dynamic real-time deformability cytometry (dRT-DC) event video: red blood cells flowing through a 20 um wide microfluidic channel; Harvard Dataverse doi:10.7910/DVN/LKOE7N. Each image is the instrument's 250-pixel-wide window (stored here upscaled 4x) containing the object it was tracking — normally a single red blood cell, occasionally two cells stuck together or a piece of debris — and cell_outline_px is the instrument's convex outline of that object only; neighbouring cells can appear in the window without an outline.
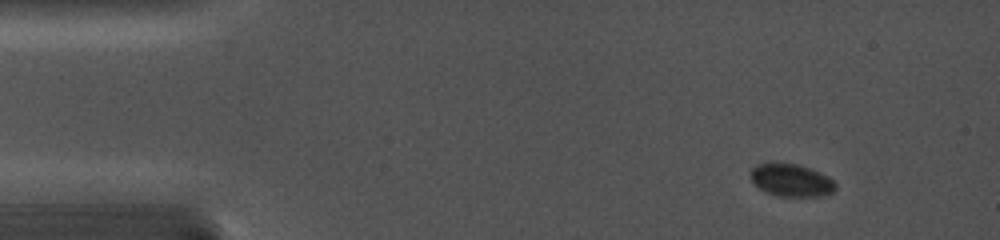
{"species": "common noctule bat (a hibernating species)", "species_latin": "Nyctalus noctula", "temperature_condition": "cold", "stored_images_in_passage": 10, "camera_frame_rate_fps": 5000, "um_per_image_px": 0.085, "animal": {"sex": "female", "body_mass_g": 19.0, "forearm_length_mm": 56.7}, "frame": {"image": 1, "passage_image": 1, "time_ms": 0.0, "image_size_px": [1000, 240], "cell_outline_px": [[836, 188], [832, 192], [824, 196], [776, 196], [764, 192], [752, 180], [752, 168], [756, 164], [796, 164], [820, 172], [828, 176], [836, 184]], "centroid_in_image_um": [67.29, 15.34], "position_along_channel_um": 17.7, "area_um2": 15.84}}
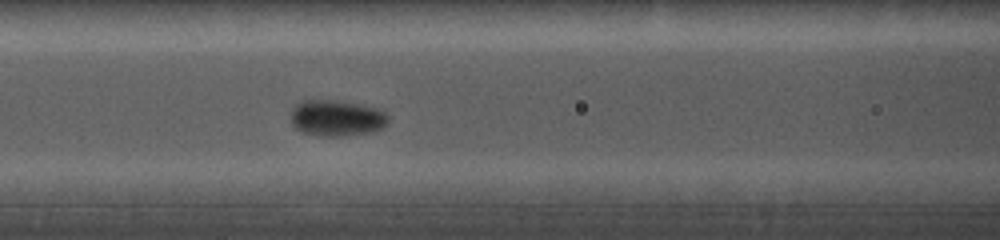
{"frame": {"image": 2, "passage_image": 9, "time_ms": 5.4, "image_size_px": [1000, 240], "cell_outline_px": [[388, 124], [376, 132], [340, 136], [324, 136], [300, 132], [292, 124], [292, 108], [300, 100], [336, 100], [360, 104], [376, 108], [384, 112], [388, 116]], "centroid_in_image_um": [28.63, 10.04], "position_along_channel_um": 138.0, "area_um2": 20.69}}
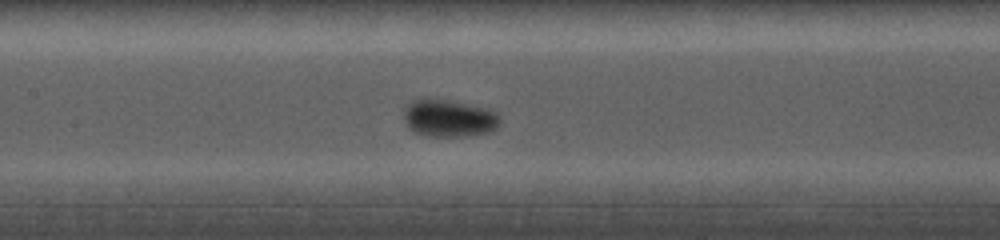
{"frame": {"image": 3, "passage_image": 10, "time_ms": 6.2, "image_size_px": [1000, 240], "cell_outline_px": [[500, 120], [496, 128], [488, 132], [464, 136], [428, 136], [416, 132], [408, 128], [404, 120], [404, 108], [412, 100], [424, 96], [448, 100], [488, 108], [496, 112], [500, 116]], "centroid_in_image_um": [38.12, 10.01], "position_along_channel_um": 169.3, "area_um2": 21.21}}